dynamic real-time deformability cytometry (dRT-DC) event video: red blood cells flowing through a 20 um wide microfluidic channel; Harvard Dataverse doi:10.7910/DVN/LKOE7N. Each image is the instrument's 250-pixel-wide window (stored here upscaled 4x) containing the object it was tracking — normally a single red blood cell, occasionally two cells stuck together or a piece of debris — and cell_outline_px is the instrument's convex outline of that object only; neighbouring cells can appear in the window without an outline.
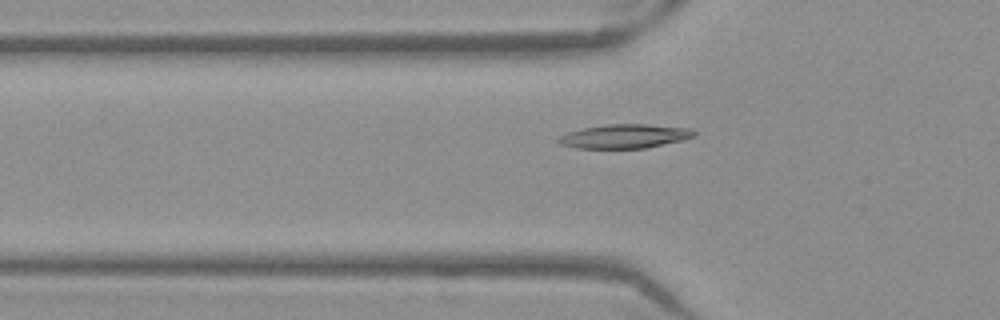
{"species": "Egyptian fruit bat (a non-hibernating species)", "species_latin": "Rousettus aegyptiacus", "temperature_condition": "warm", "stored_images_in_passage": 40, "camera_frame_rate_fps": 3000, "um_per_image_px": 0.085, "frame": {"image": 1, "passage_image": 6, "time_ms": 1.667, "image_size_px": [1000, 320], "cell_outline_px": [[696, 136], [680, 140], [644, 148], [576, 148], [560, 144], [556, 140], [560, 136], [568, 132], [584, 128], [608, 124], [648, 124], [688, 128], [696, 132]], "centroid_in_image_um": [53.07, 11.58], "position_along_channel_um": 72.7, "area_um2": 18.73}}
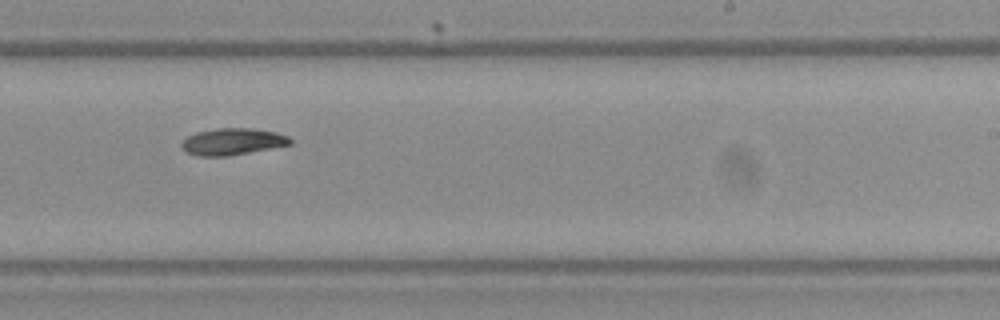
{"frame": {"image": 2, "passage_image": 21, "time_ms": 6.667, "image_size_px": [1000, 320], "cell_outline_px": [[292, 144], [228, 156], [196, 156], [184, 152], [180, 148], [180, 144], [188, 136], [196, 132], [216, 128], [252, 128], [276, 132], [288, 136], [292, 140]], "centroid_in_image_um": [19.72, 12.04], "position_along_channel_um": 269.3, "area_um2": 17.05}}
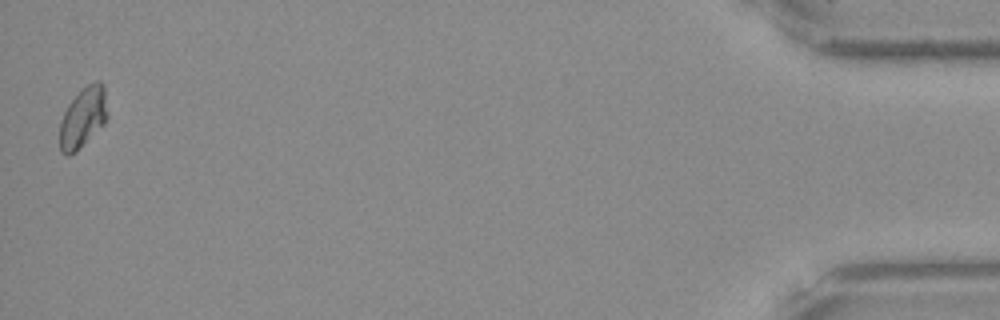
{"frame": {"image": 3, "passage_image": 40, "time_ms": 13.0, "image_size_px": [1000, 320], "cell_outline_px": [[108, 116], [104, 124], [76, 152], [68, 156], [60, 152], [60, 120], [68, 104], [88, 84], [96, 80], [100, 80], [104, 84]], "centroid_in_image_um": [7.07, 10.0], "position_along_channel_um": 428.1, "area_um2": 16.82}}